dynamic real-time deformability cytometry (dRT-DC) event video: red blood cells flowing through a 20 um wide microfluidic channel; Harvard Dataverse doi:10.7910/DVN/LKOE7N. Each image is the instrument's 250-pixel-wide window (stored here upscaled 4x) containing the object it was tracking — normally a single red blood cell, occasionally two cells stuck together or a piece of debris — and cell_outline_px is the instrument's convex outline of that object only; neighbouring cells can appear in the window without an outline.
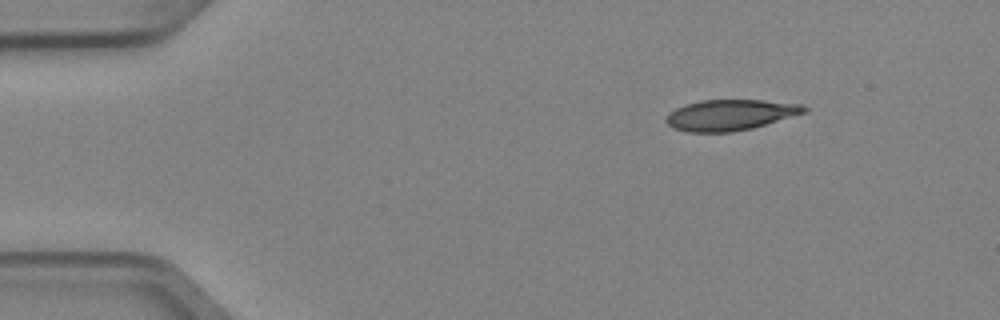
{"species": "Egyptian fruit bat (a non-hibernating species)", "species_latin": "Rousettus aegyptiacus", "temperature_condition": "cold", "stored_images_in_passage": 4, "camera_frame_rate_fps": 3000, "um_per_image_px": 0.085, "animal": {"sex": "female"}, "frame": {"image": 1, "passage_image": 1, "time_ms": 0.0, "image_size_px": [1000, 320], "cell_outline_px": [[808, 112], [752, 128], [732, 132], [688, 132], [672, 128], [664, 120], [676, 108], [684, 104], [700, 100], [764, 100], [804, 104], [808, 108]], "centroid_in_image_um": [62.1, 9.76], "position_along_channel_um": 22.9, "area_um2": 24.91}}
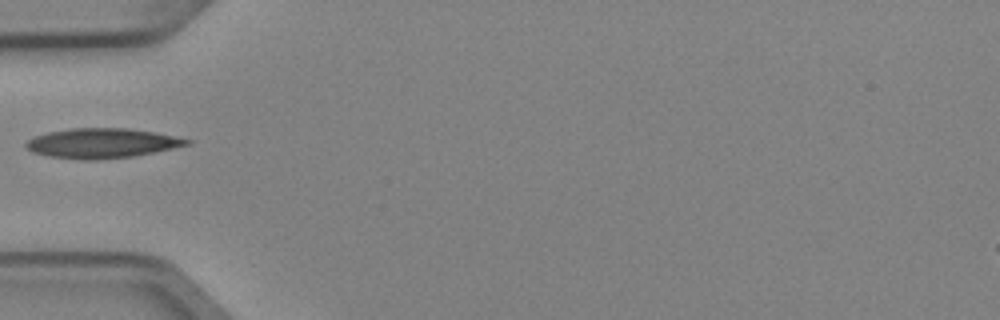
{"frame": {"image": 2, "passage_image": 4, "time_ms": 1.0, "image_size_px": [1000, 320], "cell_outline_px": [[192, 144], [132, 156], [92, 160], [84, 160], [52, 156], [32, 152], [24, 144], [28, 140], [36, 136], [48, 132], [72, 128], [128, 128], [156, 132], [192, 140]], "centroid_in_image_um": [8.69, 12.16], "position_along_channel_um": 76.3, "area_um2": 27.57}}